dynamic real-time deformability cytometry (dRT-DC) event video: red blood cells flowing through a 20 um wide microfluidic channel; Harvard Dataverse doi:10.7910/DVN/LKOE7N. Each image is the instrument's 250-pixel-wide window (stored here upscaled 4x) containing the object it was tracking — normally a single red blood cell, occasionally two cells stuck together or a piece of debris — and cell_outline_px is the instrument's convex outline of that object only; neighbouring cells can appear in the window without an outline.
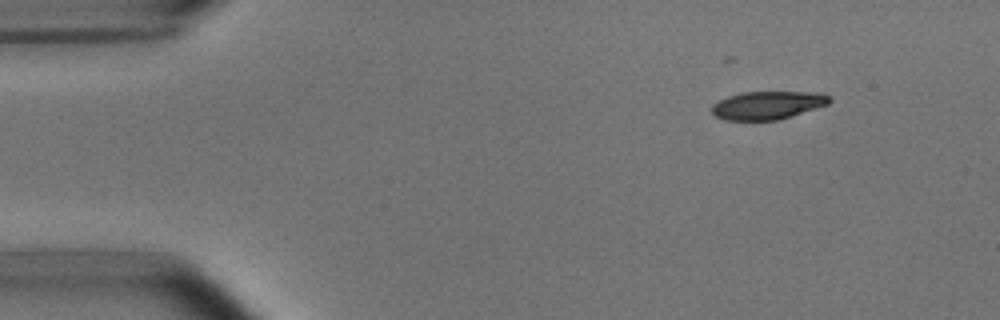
{"species": "common noctule bat (a hibernating species)", "species_latin": "Nyctalus noctula", "temperature_condition": "room temperature", "stored_images_in_passage": 9, "camera_frame_rate_fps": 3000, "um_per_image_px": 0.085, "animal": {"sex": "male", "body_mass_g": 15.6}, "frame": {"image": 1, "passage_image": 1, "time_ms": 0.0, "image_size_px": [1000, 320], "cell_outline_px": [[832, 100], [828, 104], [780, 120], [724, 120], [716, 116], [712, 112], [712, 104], [728, 96], [744, 92], [820, 92], [828, 96]], "centroid_in_image_um": [65.25, 8.94], "position_along_channel_um": 19.7, "area_um2": 19.25}}
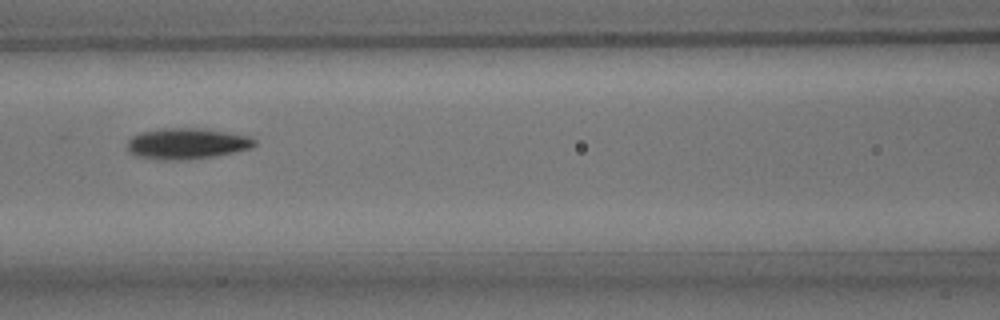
{"frame": {"image": 2, "passage_image": 6, "time_ms": 5.667, "image_size_px": [1000, 320], "cell_outline_px": [[256, 144], [252, 148], [236, 152], [216, 156], [184, 160], [160, 160], [136, 156], [128, 148], [128, 140], [132, 136], [140, 132], [160, 128], [204, 128], [248, 136], [256, 140]], "centroid_in_image_um": [15.9, 12.2], "position_along_channel_um": 150.7, "area_um2": 23.12}}
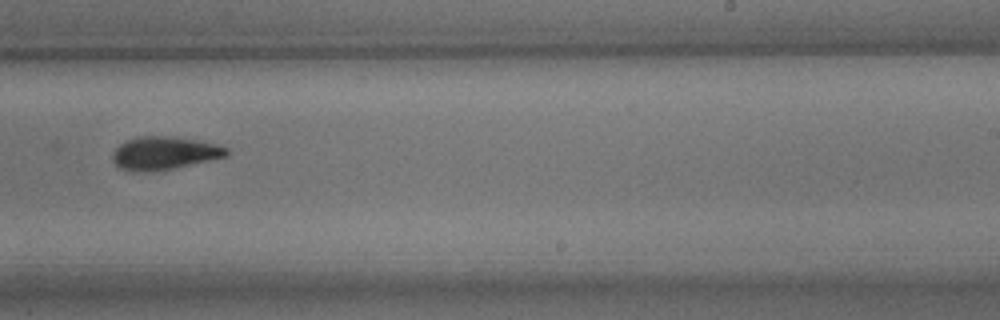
{"frame": {"image": 3, "passage_image": 9, "time_ms": 9.0, "image_size_px": [1000, 320], "cell_outline_px": [[232, 152], [228, 156], [172, 168], [120, 168], [112, 160], [112, 152], [120, 144], [128, 140], [140, 136], [172, 136], [200, 140], [216, 144], [228, 148]], "centroid_in_image_um": [14.06, 12.94], "position_along_channel_um": 274.9, "area_um2": 21.1}}